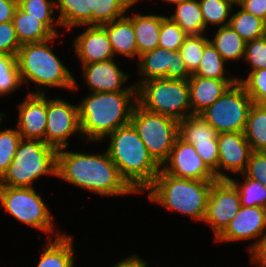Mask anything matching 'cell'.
Returning a JSON list of instances; mask_svg holds the SVG:
<instances>
[{
  "instance_id": "1",
  "label": "cell",
  "mask_w": 266,
  "mask_h": 267,
  "mask_svg": "<svg viewBox=\"0 0 266 267\" xmlns=\"http://www.w3.org/2000/svg\"><path fill=\"white\" fill-rule=\"evenodd\" d=\"M57 152V177L102 196L136 193L121 177L107 151L103 154Z\"/></svg>"
},
{
  "instance_id": "2",
  "label": "cell",
  "mask_w": 266,
  "mask_h": 267,
  "mask_svg": "<svg viewBox=\"0 0 266 267\" xmlns=\"http://www.w3.org/2000/svg\"><path fill=\"white\" fill-rule=\"evenodd\" d=\"M137 103V91L93 92L78 105L79 134L87 142L104 140L117 128L130 123Z\"/></svg>"
},
{
  "instance_id": "3",
  "label": "cell",
  "mask_w": 266,
  "mask_h": 267,
  "mask_svg": "<svg viewBox=\"0 0 266 267\" xmlns=\"http://www.w3.org/2000/svg\"><path fill=\"white\" fill-rule=\"evenodd\" d=\"M107 153L117 166L121 177L136 192H144L153 183L160 165L149 154L147 147L131 123L107 135Z\"/></svg>"
},
{
  "instance_id": "4",
  "label": "cell",
  "mask_w": 266,
  "mask_h": 267,
  "mask_svg": "<svg viewBox=\"0 0 266 267\" xmlns=\"http://www.w3.org/2000/svg\"><path fill=\"white\" fill-rule=\"evenodd\" d=\"M216 180L178 178L161 169L153 183L146 189L150 201L203 221L209 192Z\"/></svg>"
},
{
  "instance_id": "5",
  "label": "cell",
  "mask_w": 266,
  "mask_h": 267,
  "mask_svg": "<svg viewBox=\"0 0 266 267\" xmlns=\"http://www.w3.org/2000/svg\"><path fill=\"white\" fill-rule=\"evenodd\" d=\"M23 44L18 50L16 59L22 84L30 80L38 84V87H59L66 89H77V83L68 68L51 50L49 42Z\"/></svg>"
},
{
  "instance_id": "6",
  "label": "cell",
  "mask_w": 266,
  "mask_h": 267,
  "mask_svg": "<svg viewBox=\"0 0 266 267\" xmlns=\"http://www.w3.org/2000/svg\"><path fill=\"white\" fill-rule=\"evenodd\" d=\"M57 152L44 141L21 139L0 186L33 188L41 175L57 176Z\"/></svg>"
},
{
  "instance_id": "7",
  "label": "cell",
  "mask_w": 266,
  "mask_h": 267,
  "mask_svg": "<svg viewBox=\"0 0 266 267\" xmlns=\"http://www.w3.org/2000/svg\"><path fill=\"white\" fill-rule=\"evenodd\" d=\"M137 102L147 111L179 122L191 115L188 79L162 78L143 82L137 88Z\"/></svg>"
},
{
  "instance_id": "8",
  "label": "cell",
  "mask_w": 266,
  "mask_h": 267,
  "mask_svg": "<svg viewBox=\"0 0 266 267\" xmlns=\"http://www.w3.org/2000/svg\"><path fill=\"white\" fill-rule=\"evenodd\" d=\"M130 123L147 147L149 154L161 166L179 136V122L171 117L147 111L137 103Z\"/></svg>"
},
{
  "instance_id": "9",
  "label": "cell",
  "mask_w": 266,
  "mask_h": 267,
  "mask_svg": "<svg viewBox=\"0 0 266 267\" xmlns=\"http://www.w3.org/2000/svg\"><path fill=\"white\" fill-rule=\"evenodd\" d=\"M252 105L245 87L236 82L199 116L218 133L244 132Z\"/></svg>"
},
{
  "instance_id": "10",
  "label": "cell",
  "mask_w": 266,
  "mask_h": 267,
  "mask_svg": "<svg viewBox=\"0 0 266 267\" xmlns=\"http://www.w3.org/2000/svg\"><path fill=\"white\" fill-rule=\"evenodd\" d=\"M0 206L23 224L54 232L51 211L34 188L0 186Z\"/></svg>"
},
{
  "instance_id": "11",
  "label": "cell",
  "mask_w": 266,
  "mask_h": 267,
  "mask_svg": "<svg viewBox=\"0 0 266 267\" xmlns=\"http://www.w3.org/2000/svg\"><path fill=\"white\" fill-rule=\"evenodd\" d=\"M241 208L238 190L229 180H216L210 189L203 221L212 228L215 239L226 229Z\"/></svg>"
},
{
  "instance_id": "12",
  "label": "cell",
  "mask_w": 266,
  "mask_h": 267,
  "mask_svg": "<svg viewBox=\"0 0 266 267\" xmlns=\"http://www.w3.org/2000/svg\"><path fill=\"white\" fill-rule=\"evenodd\" d=\"M46 97L47 125L45 143L59 150L67 149V139L80 132L78 105L67 103L65 100Z\"/></svg>"
},
{
  "instance_id": "13",
  "label": "cell",
  "mask_w": 266,
  "mask_h": 267,
  "mask_svg": "<svg viewBox=\"0 0 266 267\" xmlns=\"http://www.w3.org/2000/svg\"><path fill=\"white\" fill-rule=\"evenodd\" d=\"M138 73L144 78L134 83L138 88L143 82L153 79H189L192 75L185 66L179 51H171L160 47L139 56Z\"/></svg>"
},
{
  "instance_id": "14",
  "label": "cell",
  "mask_w": 266,
  "mask_h": 267,
  "mask_svg": "<svg viewBox=\"0 0 266 267\" xmlns=\"http://www.w3.org/2000/svg\"><path fill=\"white\" fill-rule=\"evenodd\" d=\"M167 174L192 180H218L196 153L193 145L177 137L168 158L160 166Z\"/></svg>"
},
{
  "instance_id": "15",
  "label": "cell",
  "mask_w": 266,
  "mask_h": 267,
  "mask_svg": "<svg viewBox=\"0 0 266 267\" xmlns=\"http://www.w3.org/2000/svg\"><path fill=\"white\" fill-rule=\"evenodd\" d=\"M217 145L219 152L218 180L230 178L224 174L225 171L242 174L253 152L244 132L218 133Z\"/></svg>"
},
{
  "instance_id": "16",
  "label": "cell",
  "mask_w": 266,
  "mask_h": 267,
  "mask_svg": "<svg viewBox=\"0 0 266 267\" xmlns=\"http://www.w3.org/2000/svg\"><path fill=\"white\" fill-rule=\"evenodd\" d=\"M266 208L241 206L226 229L215 239L216 242L250 240L260 237L249 250L266 235Z\"/></svg>"
},
{
  "instance_id": "17",
  "label": "cell",
  "mask_w": 266,
  "mask_h": 267,
  "mask_svg": "<svg viewBox=\"0 0 266 267\" xmlns=\"http://www.w3.org/2000/svg\"><path fill=\"white\" fill-rule=\"evenodd\" d=\"M18 133L22 139L41 140L45 142L46 95L44 91L28 93L26 99L18 106Z\"/></svg>"
},
{
  "instance_id": "18",
  "label": "cell",
  "mask_w": 266,
  "mask_h": 267,
  "mask_svg": "<svg viewBox=\"0 0 266 267\" xmlns=\"http://www.w3.org/2000/svg\"><path fill=\"white\" fill-rule=\"evenodd\" d=\"M82 67L84 80L92 92L137 91V87L134 84L127 88H122L129 77L120 70L114 59L82 64Z\"/></svg>"
},
{
  "instance_id": "19",
  "label": "cell",
  "mask_w": 266,
  "mask_h": 267,
  "mask_svg": "<svg viewBox=\"0 0 266 267\" xmlns=\"http://www.w3.org/2000/svg\"><path fill=\"white\" fill-rule=\"evenodd\" d=\"M74 40V51L82 64L104 62L114 58L108 34L102 26L88 25Z\"/></svg>"
},
{
  "instance_id": "20",
  "label": "cell",
  "mask_w": 266,
  "mask_h": 267,
  "mask_svg": "<svg viewBox=\"0 0 266 267\" xmlns=\"http://www.w3.org/2000/svg\"><path fill=\"white\" fill-rule=\"evenodd\" d=\"M236 82L237 79H213L192 74L188 79L191 115H199Z\"/></svg>"
},
{
  "instance_id": "21",
  "label": "cell",
  "mask_w": 266,
  "mask_h": 267,
  "mask_svg": "<svg viewBox=\"0 0 266 267\" xmlns=\"http://www.w3.org/2000/svg\"><path fill=\"white\" fill-rule=\"evenodd\" d=\"M101 26L108 34L114 55L139 58L135 31L127 15Z\"/></svg>"
},
{
  "instance_id": "22",
  "label": "cell",
  "mask_w": 266,
  "mask_h": 267,
  "mask_svg": "<svg viewBox=\"0 0 266 267\" xmlns=\"http://www.w3.org/2000/svg\"><path fill=\"white\" fill-rule=\"evenodd\" d=\"M127 17L133 24L139 56L157 48L159 44L160 27L162 19L165 16L156 14L142 15L141 13H136L135 15Z\"/></svg>"
},
{
  "instance_id": "23",
  "label": "cell",
  "mask_w": 266,
  "mask_h": 267,
  "mask_svg": "<svg viewBox=\"0 0 266 267\" xmlns=\"http://www.w3.org/2000/svg\"><path fill=\"white\" fill-rule=\"evenodd\" d=\"M12 21L21 45L55 37V34L42 22V17L29 16L19 6Z\"/></svg>"
},
{
  "instance_id": "24",
  "label": "cell",
  "mask_w": 266,
  "mask_h": 267,
  "mask_svg": "<svg viewBox=\"0 0 266 267\" xmlns=\"http://www.w3.org/2000/svg\"><path fill=\"white\" fill-rule=\"evenodd\" d=\"M44 248L37 267H74L73 239L69 234L57 233Z\"/></svg>"
},
{
  "instance_id": "25",
  "label": "cell",
  "mask_w": 266,
  "mask_h": 267,
  "mask_svg": "<svg viewBox=\"0 0 266 267\" xmlns=\"http://www.w3.org/2000/svg\"><path fill=\"white\" fill-rule=\"evenodd\" d=\"M134 0H88V25L101 26L124 16Z\"/></svg>"
},
{
  "instance_id": "26",
  "label": "cell",
  "mask_w": 266,
  "mask_h": 267,
  "mask_svg": "<svg viewBox=\"0 0 266 267\" xmlns=\"http://www.w3.org/2000/svg\"><path fill=\"white\" fill-rule=\"evenodd\" d=\"M209 41L225 62L244 59L246 41L229 25L219 26L213 40Z\"/></svg>"
},
{
  "instance_id": "27",
  "label": "cell",
  "mask_w": 266,
  "mask_h": 267,
  "mask_svg": "<svg viewBox=\"0 0 266 267\" xmlns=\"http://www.w3.org/2000/svg\"><path fill=\"white\" fill-rule=\"evenodd\" d=\"M169 18L187 35H199L206 29L198 0H186L176 4L175 14H171Z\"/></svg>"
},
{
  "instance_id": "28",
  "label": "cell",
  "mask_w": 266,
  "mask_h": 267,
  "mask_svg": "<svg viewBox=\"0 0 266 267\" xmlns=\"http://www.w3.org/2000/svg\"><path fill=\"white\" fill-rule=\"evenodd\" d=\"M245 138L252 151L266 152V105L254 104L249 111Z\"/></svg>"
},
{
  "instance_id": "29",
  "label": "cell",
  "mask_w": 266,
  "mask_h": 267,
  "mask_svg": "<svg viewBox=\"0 0 266 267\" xmlns=\"http://www.w3.org/2000/svg\"><path fill=\"white\" fill-rule=\"evenodd\" d=\"M218 132L199 115H190L179 121V136L191 145L217 140Z\"/></svg>"
},
{
  "instance_id": "30",
  "label": "cell",
  "mask_w": 266,
  "mask_h": 267,
  "mask_svg": "<svg viewBox=\"0 0 266 267\" xmlns=\"http://www.w3.org/2000/svg\"><path fill=\"white\" fill-rule=\"evenodd\" d=\"M239 11L230 16L229 26L246 42L265 36L264 20L243 10L237 4Z\"/></svg>"
},
{
  "instance_id": "31",
  "label": "cell",
  "mask_w": 266,
  "mask_h": 267,
  "mask_svg": "<svg viewBox=\"0 0 266 267\" xmlns=\"http://www.w3.org/2000/svg\"><path fill=\"white\" fill-rule=\"evenodd\" d=\"M56 9L60 10L59 20L62 27L88 26V0H57Z\"/></svg>"
},
{
  "instance_id": "32",
  "label": "cell",
  "mask_w": 266,
  "mask_h": 267,
  "mask_svg": "<svg viewBox=\"0 0 266 267\" xmlns=\"http://www.w3.org/2000/svg\"><path fill=\"white\" fill-rule=\"evenodd\" d=\"M225 61L209 41L203 51L198 68L192 73L195 76L213 79H236L225 77Z\"/></svg>"
},
{
  "instance_id": "33",
  "label": "cell",
  "mask_w": 266,
  "mask_h": 267,
  "mask_svg": "<svg viewBox=\"0 0 266 267\" xmlns=\"http://www.w3.org/2000/svg\"><path fill=\"white\" fill-rule=\"evenodd\" d=\"M205 27L208 24L227 26L229 24L232 6L231 0H199Z\"/></svg>"
},
{
  "instance_id": "34",
  "label": "cell",
  "mask_w": 266,
  "mask_h": 267,
  "mask_svg": "<svg viewBox=\"0 0 266 267\" xmlns=\"http://www.w3.org/2000/svg\"><path fill=\"white\" fill-rule=\"evenodd\" d=\"M238 190L241 206L244 207H263L266 208V186L259 181L245 177L244 184L237 180L228 179Z\"/></svg>"
},
{
  "instance_id": "35",
  "label": "cell",
  "mask_w": 266,
  "mask_h": 267,
  "mask_svg": "<svg viewBox=\"0 0 266 267\" xmlns=\"http://www.w3.org/2000/svg\"><path fill=\"white\" fill-rule=\"evenodd\" d=\"M210 39L203 34L187 35L180 49L178 50L186 68L192 74L199 66L204 47Z\"/></svg>"
},
{
  "instance_id": "36",
  "label": "cell",
  "mask_w": 266,
  "mask_h": 267,
  "mask_svg": "<svg viewBox=\"0 0 266 267\" xmlns=\"http://www.w3.org/2000/svg\"><path fill=\"white\" fill-rule=\"evenodd\" d=\"M56 2L53 0H21L18 6L29 16L42 17V22L55 34L58 32L55 30L54 25H60L59 20H55L54 12L56 9Z\"/></svg>"
},
{
  "instance_id": "37",
  "label": "cell",
  "mask_w": 266,
  "mask_h": 267,
  "mask_svg": "<svg viewBox=\"0 0 266 267\" xmlns=\"http://www.w3.org/2000/svg\"><path fill=\"white\" fill-rule=\"evenodd\" d=\"M186 36L187 34L174 21L165 16L160 27L158 47L178 51Z\"/></svg>"
},
{
  "instance_id": "38",
  "label": "cell",
  "mask_w": 266,
  "mask_h": 267,
  "mask_svg": "<svg viewBox=\"0 0 266 267\" xmlns=\"http://www.w3.org/2000/svg\"><path fill=\"white\" fill-rule=\"evenodd\" d=\"M21 139L17 128L0 130V178L4 175L12 162Z\"/></svg>"
},
{
  "instance_id": "39",
  "label": "cell",
  "mask_w": 266,
  "mask_h": 267,
  "mask_svg": "<svg viewBox=\"0 0 266 267\" xmlns=\"http://www.w3.org/2000/svg\"><path fill=\"white\" fill-rule=\"evenodd\" d=\"M236 79L245 87L254 104H266V68L250 71L246 80Z\"/></svg>"
},
{
  "instance_id": "40",
  "label": "cell",
  "mask_w": 266,
  "mask_h": 267,
  "mask_svg": "<svg viewBox=\"0 0 266 267\" xmlns=\"http://www.w3.org/2000/svg\"><path fill=\"white\" fill-rule=\"evenodd\" d=\"M244 60L250 63L251 71L266 68V36L246 42Z\"/></svg>"
},
{
  "instance_id": "41",
  "label": "cell",
  "mask_w": 266,
  "mask_h": 267,
  "mask_svg": "<svg viewBox=\"0 0 266 267\" xmlns=\"http://www.w3.org/2000/svg\"><path fill=\"white\" fill-rule=\"evenodd\" d=\"M194 148L205 165L215 174L216 178L218 179L219 152L217 140L196 142Z\"/></svg>"
},
{
  "instance_id": "42",
  "label": "cell",
  "mask_w": 266,
  "mask_h": 267,
  "mask_svg": "<svg viewBox=\"0 0 266 267\" xmlns=\"http://www.w3.org/2000/svg\"><path fill=\"white\" fill-rule=\"evenodd\" d=\"M21 46L13 21L0 23V54L17 56Z\"/></svg>"
},
{
  "instance_id": "43",
  "label": "cell",
  "mask_w": 266,
  "mask_h": 267,
  "mask_svg": "<svg viewBox=\"0 0 266 267\" xmlns=\"http://www.w3.org/2000/svg\"><path fill=\"white\" fill-rule=\"evenodd\" d=\"M242 175L266 186V152L253 151Z\"/></svg>"
},
{
  "instance_id": "44",
  "label": "cell",
  "mask_w": 266,
  "mask_h": 267,
  "mask_svg": "<svg viewBox=\"0 0 266 267\" xmlns=\"http://www.w3.org/2000/svg\"><path fill=\"white\" fill-rule=\"evenodd\" d=\"M22 84L19 72H6L0 74V96L9 95Z\"/></svg>"
},
{
  "instance_id": "45",
  "label": "cell",
  "mask_w": 266,
  "mask_h": 267,
  "mask_svg": "<svg viewBox=\"0 0 266 267\" xmlns=\"http://www.w3.org/2000/svg\"><path fill=\"white\" fill-rule=\"evenodd\" d=\"M238 5L246 12L265 21L266 0H240Z\"/></svg>"
},
{
  "instance_id": "46",
  "label": "cell",
  "mask_w": 266,
  "mask_h": 267,
  "mask_svg": "<svg viewBox=\"0 0 266 267\" xmlns=\"http://www.w3.org/2000/svg\"><path fill=\"white\" fill-rule=\"evenodd\" d=\"M249 252L251 253V263L254 262L258 267H266V235Z\"/></svg>"
},
{
  "instance_id": "47",
  "label": "cell",
  "mask_w": 266,
  "mask_h": 267,
  "mask_svg": "<svg viewBox=\"0 0 266 267\" xmlns=\"http://www.w3.org/2000/svg\"><path fill=\"white\" fill-rule=\"evenodd\" d=\"M17 7L13 0H0V23L12 22Z\"/></svg>"
},
{
  "instance_id": "48",
  "label": "cell",
  "mask_w": 266,
  "mask_h": 267,
  "mask_svg": "<svg viewBox=\"0 0 266 267\" xmlns=\"http://www.w3.org/2000/svg\"><path fill=\"white\" fill-rule=\"evenodd\" d=\"M6 72H19L15 55L0 54V74Z\"/></svg>"
},
{
  "instance_id": "49",
  "label": "cell",
  "mask_w": 266,
  "mask_h": 267,
  "mask_svg": "<svg viewBox=\"0 0 266 267\" xmlns=\"http://www.w3.org/2000/svg\"><path fill=\"white\" fill-rule=\"evenodd\" d=\"M114 267H148L146 265V260H142L141 258H139V256L134 255H130V257L121 260L119 262H117Z\"/></svg>"
},
{
  "instance_id": "50",
  "label": "cell",
  "mask_w": 266,
  "mask_h": 267,
  "mask_svg": "<svg viewBox=\"0 0 266 267\" xmlns=\"http://www.w3.org/2000/svg\"><path fill=\"white\" fill-rule=\"evenodd\" d=\"M165 2H169L170 4L173 3V4H180V3H183L185 2L186 0H164Z\"/></svg>"
},
{
  "instance_id": "51",
  "label": "cell",
  "mask_w": 266,
  "mask_h": 267,
  "mask_svg": "<svg viewBox=\"0 0 266 267\" xmlns=\"http://www.w3.org/2000/svg\"><path fill=\"white\" fill-rule=\"evenodd\" d=\"M231 1L234 2L236 6L240 0H231Z\"/></svg>"
},
{
  "instance_id": "52",
  "label": "cell",
  "mask_w": 266,
  "mask_h": 267,
  "mask_svg": "<svg viewBox=\"0 0 266 267\" xmlns=\"http://www.w3.org/2000/svg\"><path fill=\"white\" fill-rule=\"evenodd\" d=\"M3 116L4 115L2 113H0V122L2 121ZM0 125H1V123H0Z\"/></svg>"
},
{
  "instance_id": "53",
  "label": "cell",
  "mask_w": 266,
  "mask_h": 267,
  "mask_svg": "<svg viewBox=\"0 0 266 267\" xmlns=\"http://www.w3.org/2000/svg\"><path fill=\"white\" fill-rule=\"evenodd\" d=\"M264 24H265V36H266V19L264 21Z\"/></svg>"
}]
</instances>
